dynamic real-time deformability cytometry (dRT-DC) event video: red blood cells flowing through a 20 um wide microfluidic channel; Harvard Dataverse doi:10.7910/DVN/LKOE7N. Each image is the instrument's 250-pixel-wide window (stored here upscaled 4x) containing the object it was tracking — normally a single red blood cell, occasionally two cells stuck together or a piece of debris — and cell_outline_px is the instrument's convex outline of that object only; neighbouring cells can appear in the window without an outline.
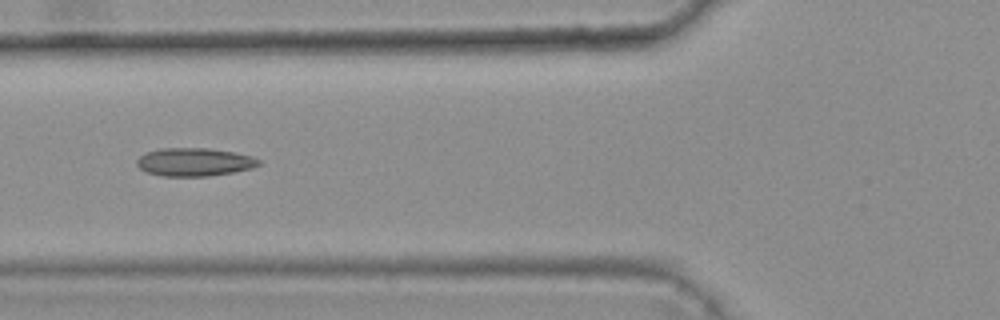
{"species": "common noctule bat (a hibernating species)", "species_latin": "Nyctalus noctula", "temperature_condition": "warm", "stored_images_in_passage": 8, "camera_frame_rate_fps": 3000, "um_per_image_px": 0.085, "animal": {"sex": "female", "body_mass_g": 25.1}, "frame": {"image": 1, "passage_image": 5, "time_ms": 1.333, "image_size_px": [1000, 320], "cell_outline_px": [[260, 164], [252, 168], [232, 172], [208, 176], [160, 176], [148, 172], [140, 168], [136, 164], [136, 160], [140, 156], [148, 152], [160, 148], [208, 148], [232, 152], [252, 156], [260, 160]], "centroid_in_image_um": [16.51, 13.77], "position_along_channel_um": 109.3, "area_um2": 19.88}}
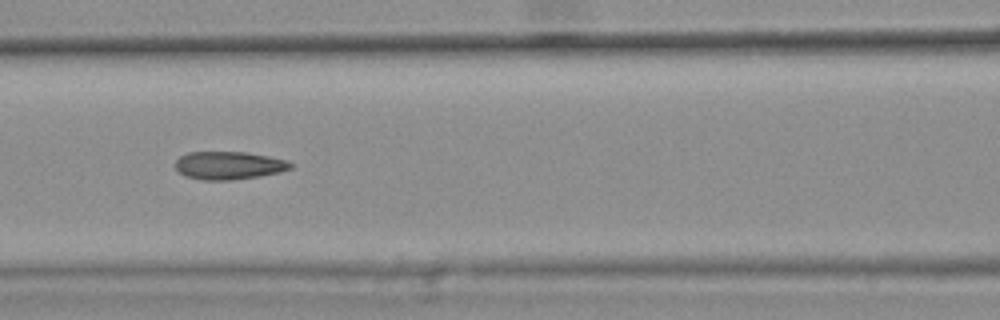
{"frame": {"image": 2, "passage_image": 6, "time_ms": 1.667, "image_size_px": [1000, 320], "cell_outline_px": [[296, 164], [292, 168], [280, 172], [260, 176], [232, 180], [204, 180], [184, 176], [176, 168], [176, 160], [180, 156], [188, 152], [248, 152], [268, 156], [284, 160]], "centroid_in_image_um": [19.47, 14.06], "position_along_channel_um": 147.1, "area_um2": 18.84}}
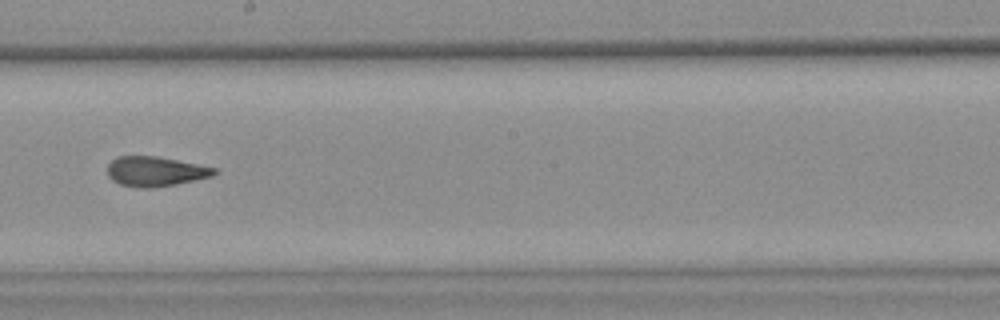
{"frame": {"image": 3, "passage_image": 8, "time_ms": 2.333, "image_size_px": [1000, 320], "cell_outline_px": [[220, 172], [212, 176], [176, 184], [152, 188], [136, 188], [120, 184], [112, 180], [108, 176], [108, 164], [116, 156], [156, 156], [216, 168]], "centroid_in_image_um": [13.19, 14.58], "position_along_channel_um": 235.0, "area_um2": 18.55}}